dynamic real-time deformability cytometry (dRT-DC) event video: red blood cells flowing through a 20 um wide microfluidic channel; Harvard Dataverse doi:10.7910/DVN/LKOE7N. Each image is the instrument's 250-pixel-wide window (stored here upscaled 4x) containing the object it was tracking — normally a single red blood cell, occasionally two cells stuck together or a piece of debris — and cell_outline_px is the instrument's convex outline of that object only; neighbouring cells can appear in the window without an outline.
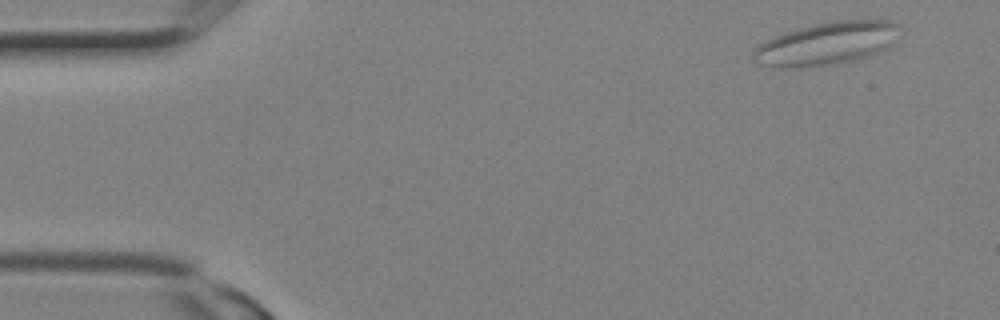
{"species": "Egyptian fruit bat (a non-hibernating species)", "species_latin": "Rousettus aegyptiacus", "temperature_condition": "room temperature", "stored_images_in_passage": 10, "camera_frame_rate_fps": 3000, "um_per_image_px": 0.085, "animal": {"sex": "female"}, "frame": {"image": 1, "passage_image": 1, "time_ms": 0.0, "image_size_px": [1000, 320], "cell_outline_px": [[900, 24], [892, 44], [888, 52], [840, 64], [820, 68], [780, 68], [756, 64], [752, 60], [752, 48], [784, 32], [812, 24], [836, 20], [896, 20]], "centroid_in_image_um": [70.28, 3.74], "position_along_channel_um": 14.7, "area_um2": 37.86}}
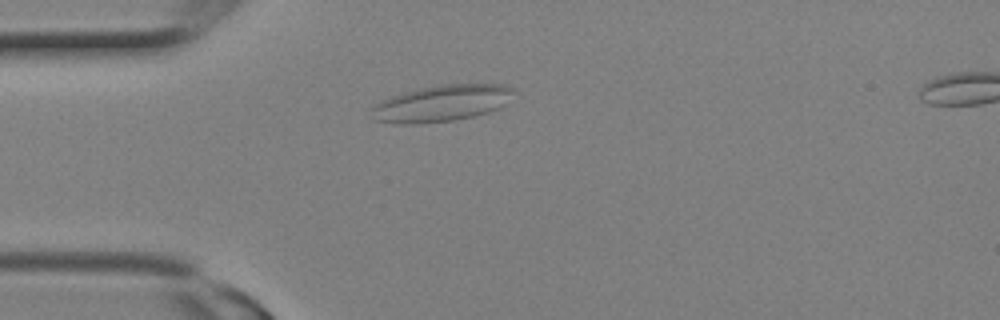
{"frame": {"image": 2, "passage_image": 6, "time_ms": 1.667, "image_size_px": [1000, 320], "cell_outline_px": [[516, 88], [504, 104], [488, 112], [476, 116], [452, 120], [416, 124], [396, 124], [376, 120], [372, 108], [380, 100], [404, 92], [420, 88], [440, 84], [504, 84]], "centroid_in_image_um": [37.55, 8.77], "position_along_channel_um": 47.5, "area_um2": 29.94}}
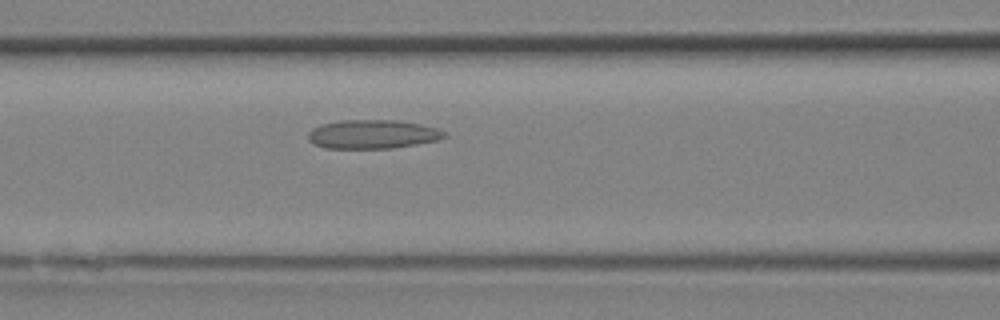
{"frame": {"image": 3, "passage_image": 10, "time_ms": 3.0, "image_size_px": [1000, 320], "cell_outline_px": [[448, 136], [436, 140], [416, 144], [392, 148], [324, 148], [312, 144], [308, 140], [308, 132], [312, 128], [320, 124], [340, 120], [396, 120], [420, 124], [436, 128], [448, 132]], "centroid_in_image_um": [31.64, 11.4], "position_along_channel_um": 135.0, "area_um2": 23.06}}